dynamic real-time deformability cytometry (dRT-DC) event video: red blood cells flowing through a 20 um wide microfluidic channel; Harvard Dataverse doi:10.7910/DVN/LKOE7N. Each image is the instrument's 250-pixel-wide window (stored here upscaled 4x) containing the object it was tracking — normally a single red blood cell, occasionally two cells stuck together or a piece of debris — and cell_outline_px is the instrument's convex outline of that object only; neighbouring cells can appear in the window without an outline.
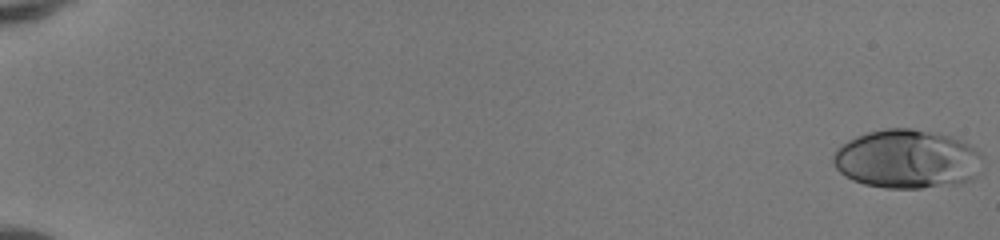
{"species": "human", "species_latin": "Homo sapiens", "temperature_condition": "room temperature", "stored_images_in_passage": 52, "camera_frame_rate_fps": 3000, "um_per_image_px": 0.085, "donor": {"sex": "female"}, "frame": {"image": 1, "passage_image": 1, "time_ms": 0.0, "image_size_px": [1000, 240], "cell_outline_px": [[984, 160], [976, 176], [972, 180], [960, 184], [920, 188], [884, 188], [864, 184], [852, 180], [844, 176], [836, 168], [832, 160], [832, 156], [836, 148], [840, 144], [856, 136], [868, 132], [884, 128], [912, 128], [932, 132], [948, 136], [960, 140], [972, 148]], "centroid_in_image_um": [77.06, 13.54], "position_along_channel_um": 7.9, "area_um2": 51.5}}
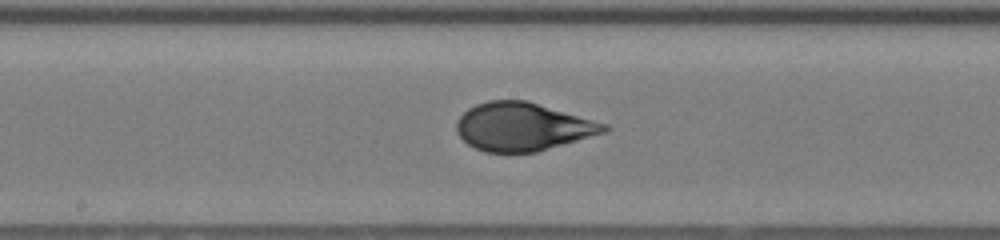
{"frame": {"image": 2, "passage_image": 30, "time_ms": 9.667, "image_size_px": [1000, 240], "cell_outline_px": [[612, 128], [608, 132], [536, 152], [484, 152], [468, 144], [456, 132], [456, 120], [468, 108], [476, 104], [488, 100], [528, 100], [608, 124]], "centroid_in_image_um": [44.46, 10.76], "position_along_channel_um": 203.7, "area_um2": 41.67}}
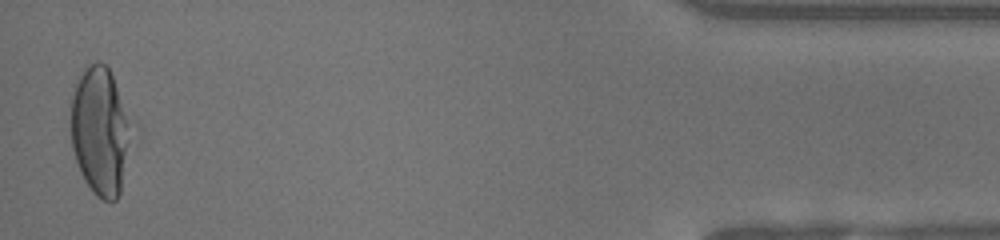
{"frame": {"image": 3, "passage_image": 51, "time_ms": 16.667, "image_size_px": [1000, 240], "cell_outline_px": [[140, 136], [120, 192], [116, 200], [100, 200], [92, 192], [84, 180], [80, 172], [72, 148], [72, 84], [84, 64], [104, 64], [108, 68], [140, 128]], "centroid_in_image_um": [8.68, 11.15], "position_along_channel_um": 426.5, "area_um2": 48.67}, "authors_computed_cell_mechanics": {"area_um2": 42.772, "velocity_mm_per_s": 4.1708, "shape_relaxation_time_tau1_ms": 4.2679, "shape_relaxation_time_tau2_ms": null, "deformation_change_tau1": 0.2276, "deformation_change_tau2": null}}